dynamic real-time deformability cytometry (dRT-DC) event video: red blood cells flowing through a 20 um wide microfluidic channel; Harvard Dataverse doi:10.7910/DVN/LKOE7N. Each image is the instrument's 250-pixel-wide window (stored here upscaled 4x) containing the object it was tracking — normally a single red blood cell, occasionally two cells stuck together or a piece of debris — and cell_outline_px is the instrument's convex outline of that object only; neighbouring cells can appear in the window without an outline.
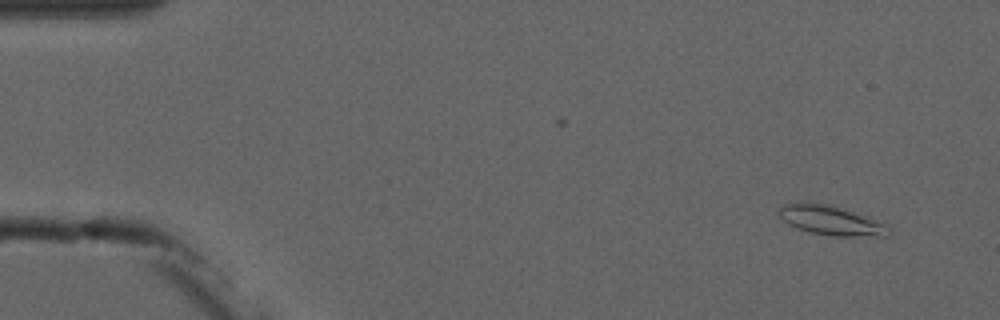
{"species": "common noctule bat (a hibernating species)", "species_latin": "Nyctalus noctula", "temperature_condition": "cold", "stored_images_in_passage": 4, "camera_frame_rate_fps": 3000, "um_per_image_px": 0.085, "animal": {"sex": "male", "forearm_length_mm": 52.5}, "frame": {"image": 1, "passage_image": 1, "time_ms": 0.0, "image_size_px": [1000, 320], "cell_outline_px": [[892, 232], [884, 236], [836, 236], [812, 232], [796, 228], [788, 224], [776, 212], [784, 204], [824, 204], [852, 212], [884, 224]], "centroid_in_image_um": [70.6, 18.77], "position_along_channel_um": 14.4, "area_um2": 17.86}}